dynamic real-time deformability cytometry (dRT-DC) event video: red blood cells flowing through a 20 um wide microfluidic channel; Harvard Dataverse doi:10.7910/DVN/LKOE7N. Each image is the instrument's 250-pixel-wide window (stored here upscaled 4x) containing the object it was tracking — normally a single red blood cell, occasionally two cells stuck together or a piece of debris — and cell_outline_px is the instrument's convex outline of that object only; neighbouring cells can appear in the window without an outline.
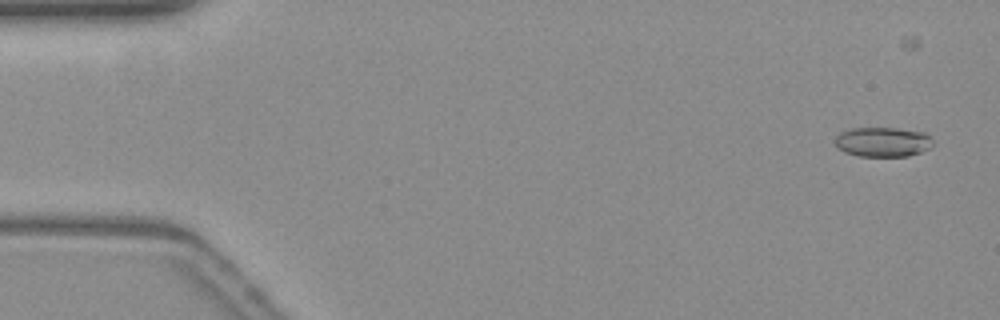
{"species": "common noctule bat (a hibernating species)", "species_latin": "Nyctalus noctula", "temperature_condition": "warm", "stored_images_in_passage": 19, "camera_frame_rate_fps": 3000, "um_per_image_px": 0.085, "animal": {"sex": "female", "body_mass_g": 19.3, "forearm_length_mm": 54.1}, "frame": {"image": 1, "passage_image": 4, "time_ms": 1.0, "image_size_px": [1000, 320], "cell_outline_px": [[932, 144], [928, 148], [920, 152], [908, 156], [860, 156], [844, 152], [836, 148], [836, 136], [840, 132], [852, 128], [896, 128], [924, 132], [932, 140]], "centroid_in_image_um": [75.0, 12.06], "position_along_channel_um": 10.0, "area_um2": 16.82}}